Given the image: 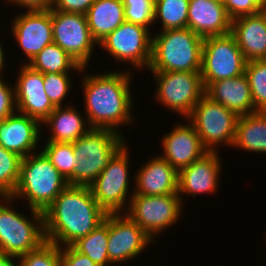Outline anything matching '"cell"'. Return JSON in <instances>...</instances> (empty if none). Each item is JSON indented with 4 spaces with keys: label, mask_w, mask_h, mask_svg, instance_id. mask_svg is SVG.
Masks as SVG:
<instances>
[{
    "label": "cell",
    "mask_w": 266,
    "mask_h": 266,
    "mask_svg": "<svg viewBox=\"0 0 266 266\" xmlns=\"http://www.w3.org/2000/svg\"><path fill=\"white\" fill-rule=\"evenodd\" d=\"M43 214L46 241L60 248L87 236L107 215L89 187L71 185L58 195Z\"/></svg>",
    "instance_id": "1"
},
{
    "label": "cell",
    "mask_w": 266,
    "mask_h": 266,
    "mask_svg": "<svg viewBox=\"0 0 266 266\" xmlns=\"http://www.w3.org/2000/svg\"><path fill=\"white\" fill-rule=\"evenodd\" d=\"M131 77L129 71L116 70L82 77L85 118L91 128H109L122 133L118 130L119 125L134 121Z\"/></svg>",
    "instance_id": "2"
},
{
    "label": "cell",
    "mask_w": 266,
    "mask_h": 266,
    "mask_svg": "<svg viewBox=\"0 0 266 266\" xmlns=\"http://www.w3.org/2000/svg\"><path fill=\"white\" fill-rule=\"evenodd\" d=\"M204 39L189 28L167 29L152 37L151 72H201Z\"/></svg>",
    "instance_id": "3"
},
{
    "label": "cell",
    "mask_w": 266,
    "mask_h": 266,
    "mask_svg": "<svg viewBox=\"0 0 266 266\" xmlns=\"http://www.w3.org/2000/svg\"><path fill=\"white\" fill-rule=\"evenodd\" d=\"M69 185L41 151L23 157L20 176L11 197L25 198L29 209L44 212Z\"/></svg>",
    "instance_id": "4"
},
{
    "label": "cell",
    "mask_w": 266,
    "mask_h": 266,
    "mask_svg": "<svg viewBox=\"0 0 266 266\" xmlns=\"http://www.w3.org/2000/svg\"><path fill=\"white\" fill-rule=\"evenodd\" d=\"M123 133L109 128H91L73 142L77 164L67 180L71 186L89 187L107 167L112 156L126 143Z\"/></svg>",
    "instance_id": "5"
},
{
    "label": "cell",
    "mask_w": 266,
    "mask_h": 266,
    "mask_svg": "<svg viewBox=\"0 0 266 266\" xmlns=\"http://www.w3.org/2000/svg\"><path fill=\"white\" fill-rule=\"evenodd\" d=\"M0 199L3 201L0 203V254L18 258L46 242L43 212L30 209V220L27 215L14 210L13 197Z\"/></svg>",
    "instance_id": "6"
},
{
    "label": "cell",
    "mask_w": 266,
    "mask_h": 266,
    "mask_svg": "<svg viewBox=\"0 0 266 266\" xmlns=\"http://www.w3.org/2000/svg\"><path fill=\"white\" fill-rule=\"evenodd\" d=\"M239 116L204 94L187 118L208 151L216 146H232Z\"/></svg>",
    "instance_id": "7"
},
{
    "label": "cell",
    "mask_w": 266,
    "mask_h": 266,
    "mask_svg": "<svg viewBox=\"0 0 266 266\" xmlns=\"http://www.w3.org/2000/svg\"><path fill=\"white\" fill-rule=\"evenodd\" d=\"M129 152L126 143L112 156L107 167L89 186L98 205L108 213H125L130 204ZM129 181V182H128ZM127 200V201H126ZM127 202V203H125ZM124 210V211H122Z\"/></svg>",
    "instance_id": "8"
},
{
    "label": "cell",
    "mask_w": 266,
    "mask_h": 266,
    "mask_svg": "<svg viewBox=\"0 0 266 266\" xmlns=\"http://www.w3.org/2000/svg\"><path fill=\"white\" fill-rule=\"evenodd\" d=\"M246 63L231 33L204 38L201 76L205 89L212 82L244 74Z\"/></svg>",
    "instance_id": "9"
},
{
    "label": "cell",
    "mask_w": 266,
    "mask_h": 266,
    "mask_svg": "<svg viewBox=\"0 0 266 266\" xmlns=\"http://www.w3.org/2000/svg\"><path fill=\"white\" fill-rule=\"evenodd\" d=\"M157 83L156 100L171 111L188 118L205 94L201 72H152Z\"/></svg>",
    "instance_id": "10"
},
{
    "label": "cell",
    "mask_w": 266,
    "mask_h": 266,
    "mask_svg": "<svg viewBox=\"0 0 266 266\" xmlns=\"http://www.w3.org/2000/svg\"><path fill=\"white\" fill-rule=\"evenodd\" d=\"M129 196H131L130 204L125 214L136 222L154 242L155 234L173 226L182 215L183 198L178 194L157 196L129 194Z\"/></svg>",
    "instance_id": "11"
},
{
    "label": "cell",
    "mask_w": 266,
    "mask_h": 266,
    "mask_svg": "<svg viewBox=\"0 0 266 266\" xmlns=\"http://www.w3.org/2000/svg\"><path fill=\"white\" fill-rule=\"evenodd\" d=\"M145 26L124 21L109 33L98 45L117 62H127L136 69L147 67L151 62L152 35Z\"/></svg>",
    "instance_id": "12"
},
{
    "label": "cell",
    "mask_w": 266,
    "mask_h": 266,
    "mask_svg": "<svg viewBox=\"0 0 266 266\" xmlns=\"http://www.w3.org/2000/svg\"><path fill=\"white\" fill-rule=\"evenodd\" d=\"M53 43L59 45L82 67L91 59L98 44L91 35L87 17L80 13H68L51 9Z\"/></svg>",
    "instance_id": "13"
},
{
    "label": "cell",
    "mask_w": 266,
    "mask_h": 266,
    "mask_svg": "<svg viewBox=\"0 0 266 266\" xmlns=\"http://www.w3.org/2000/svg\"><path fill=\"white\" fill-rule=\"evenodd\" d=\"M108 230L107 252L113 265L134 260L153 242L152 238L125 213H108Z\"/></svg>",
    "instance_id": "14"
},
{
    "label": "cell",
    "mask_w": 266,
    "mask_h": 266,
    "mask_svg": "<svg viewBox=\"0 0 266 266\" xmlns=\"http://www.w3.org/2000/svg\"><path fill=\"white\" fill-rule=\"evenodd\" d=\"M11 33L21 50L30 60L45 46L53 43V26L50 10L25 11L12 20Z\"/></svg>",
    "instance_id": "15"
},
{
    "label": "cell",
    "mask_w": 266,
    "mask_h": 266,
    "mask_svg": "<svg viewBox=\"0 0 266 266\" xmlns=\"http://www.w3.org/2000/svg\"><path fill=\"white\" fill-rule=\"evenodd\" d=\"M20 68L14 86L16 112L30 116L42 124L56 108L46 95L43 73L24 63Z\"/></svg>",
    "instance_id": "16"
},
{
    "label": "cell",
    "mask_w": 266,
    "mask_h": 266,
    "mask_svg": "<svg viewBox=\"0 0 266 266\" xmlns=\"http://www.w3.org/2000/svg\"><path fill=\"white\" fill-rule=\"evenodd\" d=\"M217 151H208L202 157L178 171V195L195 197L201 193H215L221 172L220 156ZM219 156V157H218Z\"/></svg>",
    "instance_id": "17"
},
{
    "label": "cell",
    "mask_w": 266,
    "mask_h": 266,
    "mask_svg": "<svg viewBox=\"0 0 266 266\" xmlns=\"http://www.w3.org/2000/svg\"><path fill=\"white\" fill-rule=\"evenodd\" d=\"M166 134L161 141L164 153L160 156L177 171L189 166L208 152L189 121L186 124L176 125Z\"/></svg>",
    "instance_id": "18"
},
{
    "label": "cell",
    "mask_w": 266,
    "mask_h": 266,
    "mask_svg": "<svg viewBox=\"0 0 266 266\" xmlns=\"http://www.w3.org/2000/svg\"><path fill=\"white\" fill-rule=\"evenodd\" d=\"M40 126L41 123L36 119L16 112L0 121V145L21 157L36 153L34 151L40 142Z\"/></svg>",
    "instance_id": "19"
},
{
    "label": "cell",
    "mask_w": 266,
    "mask_h": 266,
    "mask_svg": "<svg viewBox=\"0 0 266 266\" xmlns=\"http://www.w3.org/2000/svg\"><path fill=\"white\" fill-rule=\"evenodd\" d=\"M137 172L132 195L157 196L178 193V171L161 156L150 158Z\"/></svg>",
    "instance_id": "20"
},
{
    "label": "cell",
    "mask_w": 266,
    "mask_h": 266,
    "mask_svg": "<svg viewBox=\"0 0 266 266\" xmlns=\"http://www.w3.org/2000/svg\"><path fill=\"white\" fill-rule=\"evenodd\" d=\"M187 28L203 39L231 33V19L219 0H189Z\"/></svg>",
    "instance_id": "21"
},
{
    "label": "cell",
    "mask_w": 266,
    "mask_h": 266,
    "mask_svg": "<svg viewBox=\"0 0 266 266\" xmlns=\"http://www.w3.org/2000/svg\"><path fill=\"white\" fill-rule=\"evenodd\" d=\"M231 34L247 61L265 59L266 9L231 20Z\"/></svg>",
    "instance_id": "22"
},
{
    "label": "cell",
    "mask_w": 266,
    "mask_h": 266,
    "mask_svg": "<svg viewBox=\"0 0 266 266\" xmlns=\"http://www.w3.org/2000/svg\"><path fill=\"white\" fill-rule=\"evenodd\" d=\"M205 94L213 101L235 112L238 116L257 111L254 107L249 81L245 73L235 78L212 82L205 89Z\"/></svg>",
    "instance_id": "23"
},
{
    "label": "cell",
    "mask_w": 266,
    "mask_h": 266,
    "mask_svg": "<svg viewBox=\"0 0 266 266\" xmlns=\"http://www.w3.org/2000/svg\"><path fill=\"white\" fill-rule=\"evenodd\" d=\"M75 108L71 105L56 107L42 122L50 127L48 141L73 143L91 129L84 115Z\"/></svg>",
    "instance_id": "24"
},
{
    "label": "cell",
    "mask_w": 266,
    "mask_h": 266,
    "mask_svg": "<svg viewBox=\"0 0 266 266\" xmlns=\"http://www.w3.org/2000/svg\"><path fill=\"white\" fill-rule=\"evenodd\" d=\"M86 17L91 35L99 44L125 21L123 0H95Z\"/></svg>",
    "instance_id": "25"
},
{
    "label": "cell",
    "mask_w": 266,
    "mask_h": 266,
    "mask_svg": "<svg viewBox=\"0 0 266 266\" xmlns=\"http://www.w3.org/2000/svg\"><path fill=\"white\" fill-rule=\"evenodd\" d=\"M232 146L249 152L266 153V111L239 116Z\"/></svg>",
    "instance_id": "26"
},
{
    "label": "cell",
    "mask_w": 266,
    "mask_h": 266,
    "mask_svg": "<svg viewBox=\"0 0 266 266\" xmlns=\"http://www.w3.org/2000/svg\"><path fill=\"white\" fill-rule=\"evenodd\" d=\"M26 64L43 74L70 73V70L84 72L86 69V67H82L66 51L55 43L45 46L30 60V62H26Z\"/></svg>",
    "instance_id": "27"
},
{
    "label": "cell",
    "mask_w": 266,
    "mask_h": 266,
    "mask_svg": "<svg viewBox=\"0 0 266 266\" xmlns=\"http://www.w3.org/2000/svg\"><path fill=\"white\" fill-rule=\"evenodd\" d=\"M108 214L87 236L79 238L72 246L80 253L86 255L98 266L112 265L109 261L108 249Z\"/></svg>",
    "instance_id": "28"
},
{
    "label": "cell",
    "mask_w": 266,
    "mask_h": 266,
    "mask_svg": "<svg viewBox=\"0 0 266 266\" xmlns=\"http://www.w3.org/2000/svg\"><path fill=\"white\" fill-rule=\"evenodd\" d=\"M189 0H154V21L161 20L162 31L187 28Z\"/></svg>",
    "instance_id": "29"
},
{
    "label": "cell",
    "mask_w": 266,
    "mask_h": 266,
    "mask_svg": "<svg viewBox=\"0 0 266 266\" xmlns=\"http://www.w3.org/2000/svg\"><path fill=\"white\" fill-rule=\"evenodd\" d=\"M41 149L66 180L73 175L77 164L73 143L46 141L45 147Z\"/></svg>",
    "instance_id": "30"
},
{
    "label": "cell",
    "mask_w": 266,
    "mask_h": 266,
    "mask_svg": "<svg viewBox=\"0 0 266 266\" xmlns=\"http://www.w3.org/2000/svg\"><path fill=\"white\" fill-rule=\"evenodd\" d=\"M22 158L0 145V197L12 196L19 181Z\"/></svg>",
    "instance_id": "31"
},
{
    "label": "cell",
    "mask_w": 266,
    "mask_h": 266,
    "mask_svg": "<svg viewBox=\"0 0 266 266\" xmlns=\"http://www.w3.org/2000/svg\"><path fill=\"white\" fill-rule=\"evenodd\" d=\"M245 74L255 109L266 111V61L264 59L247 61Z\"/></svg>",
    "instance_id": "32"
},
{
    "label": "cell",
    "mask_w": 266,
    "mask_h": 266,
    "mask_svg": "<svg viewBox=\"0 0 266 266\" xmlns=\"http://www.w3.org/2000/svg\"><path fill=\"white\" fill-rule=\"evenodd\" d=\"M17 260L19 266H60V247L46 241L38 249Z\"/></svg>",
    "instance_id": "33"
},
{
    "label": "cell",
    "mask_w": 266,
    "mask_h": 266,
    "mask_svg": "<svg viewBox=\"0 0 266 266\" xmlns=\"http://www.w3.org/2000/svg\"><path fill=\"white\" fill-rule=\"evenodd\" d=\"M125 21L150 29L154 24V0H123ZM154 22V23H153Z\"/></svg>",
    "instance_id": "34"
},
{
    "label": "cell",
    "mask_w": 266,
    "mask_h": 266,
    "mask_svg": "<svg viewBox=\"0 0 266 266\" xmlns=\"http://www.w3.org/2000/svg\"><path fill=\"white\" fill-rule=\"evenodd\" d=\"M69 75V76H68ZM69 73H44L46 95L55 107L63 106V100L71 90L72 82Z\"/></svg>",
    "instance_id": "35"
},
{
    "label": "cell",
    "mask_w": 266,
    "mask_h": 266,
    "mask_svg": "<svg viewBox=\"0 0 266 266\" xmlns=\"http://www.w3.org/2000/svg\"><path fill=\"white\" fill-rule=\"evenodd\" d=\"M223 4L231 20L244 15L256 14L263 10L256 0H224Z\"/></svg>",
    "instance_id": "36"
},
{
    "label": "cell",
    "mask_w": 266,
    "mask_h": 266,
    "mask_svg": "<svg viewBox=\"0 0 266 266\" xmlns=\"http://www.w3.org/2000/svg\"><path fill=\"white\" fill-rule=\"evenodd\" d=\"M10 86L12 85H8L6 80L4 81L3 76H0V121L17 111L15 88H11Z\"/></svg>",
    "instance_id": "37"
},
{
    "label": "cell",
    "mask_w": 266,
    "mask_h": 266,
    "mask_svg": "<svg viewBox=\"0 0 266 266\" xmlns=\"http://www.w3.org/2000/svg\"><path fill=\"white\" fill-rule=\"evenodd\" d=\"M60 266H98L72 245L60 248Z\"/></svg>",
    "instance_id": "38"
},
{
    "label": "cell",
    "mask_w": 266,
    "mask_h": 266,
    "mask_svg": "<svg viewBox=\"0 0 266 266\" xmlns=\"http://www.w3.org/2000/svg\"><path fill=\"white\" fill-rule=\"evenodd\" d=\"M95 0H53L52 8L61 12L86 15Z\"/></svg>",
    "instance_id": "39"
},
{
    "label": "cell",
    "mask_w": 266,
    "mask_h": 266,
    "mask_svg": "<svg viewBox=\"0 0 266 266\" xmlns=\"http://www.w3.org/2000/svg\"><path fill=\"white\" fill-rule=\"evenodd\" d=\"M6 2L26 8V11L50 10L53 0H6Z\"/></svg>",
    "instance_id": "40"
},
{
    "label": "cell",
    "mask_w": 266,
    "mask_h": 266,
    "mask_svg": "<svg viewBox=\"0 0 266 266\" xmlns=\"http://www.w3.org/2000/svg\"><path fill=\"white\" fill-rule=\"evenodd\" d=\"M18 259L17 257L8 256L5 254H0V266H19L18 265ZM17 262V264L14 262Z\"/></svg>",
    "instance_id": "41"
},
{
    "label": "cell",
    "mask_w": 266,
    "mask_h": 266,
    "mask_svg": "<svg viewBox=\"0 0 266 266\" xmlns=\"http://www.w3.org/2000/svg\"><path fill=\"white\" fill-rule=\"evenodd\" d=\"M3 47V45H1V43H0V76L2 75L3 76V74H2V71L4 70V67H6L5 66V53H4V48H2Z\"/></svg>",
    "instance_id": "42"
},
{
    "label": "cell",
    "mask_w": 266,
    "mask_h": 266,
    "mask_svg": "<svg viewBox=\"0 0 266 266\" xmlns=\"http://www.w3.org/2000/svg\"><path fill=\"white\" fill-rule=\"evenodd\" d=\"M258 4L263 8L266 9V0H256Z\"/></svg>",
    "instance_id": "43"
}]
</instances>
